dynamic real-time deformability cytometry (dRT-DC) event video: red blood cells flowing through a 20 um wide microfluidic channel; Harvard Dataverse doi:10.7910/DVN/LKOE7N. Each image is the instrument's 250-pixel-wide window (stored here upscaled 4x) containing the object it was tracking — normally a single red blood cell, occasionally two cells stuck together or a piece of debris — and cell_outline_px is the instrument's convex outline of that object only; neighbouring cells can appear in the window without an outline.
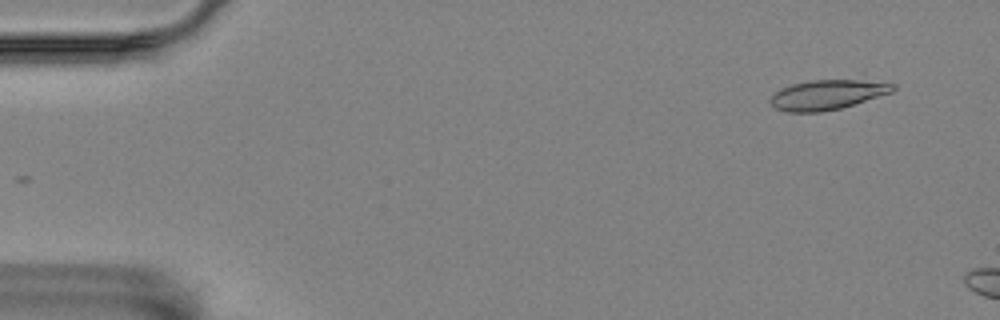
{"species": "Egyptian fruit bat (a non-hibernating species)", "species_latin": "Rousettus aegyptiacus", "temperature_condition": "room temperature", "stored_images_in_passage": 3, "camera_frame_rate_fps": 3000, "um_per_image_px": 0.085, "animal": {"sex": "female"}, "frame": {"image": 1, "passage_image": 1, "time_ms": 0.0, "image_size_px": [1000, 320], "cell_outline_px": [[896, 88], [892, 92], [840, 108], [820, 112], [788, 112], [776, 108], [772, 104], [772, 96], [780, 88], [792, 84], [812, 80], [860, 80], [896, 84]], "centroid_in_image_um": [70.33, 8.05], "position_along_channel_um": 14.7, "area_um2": 20.87}}